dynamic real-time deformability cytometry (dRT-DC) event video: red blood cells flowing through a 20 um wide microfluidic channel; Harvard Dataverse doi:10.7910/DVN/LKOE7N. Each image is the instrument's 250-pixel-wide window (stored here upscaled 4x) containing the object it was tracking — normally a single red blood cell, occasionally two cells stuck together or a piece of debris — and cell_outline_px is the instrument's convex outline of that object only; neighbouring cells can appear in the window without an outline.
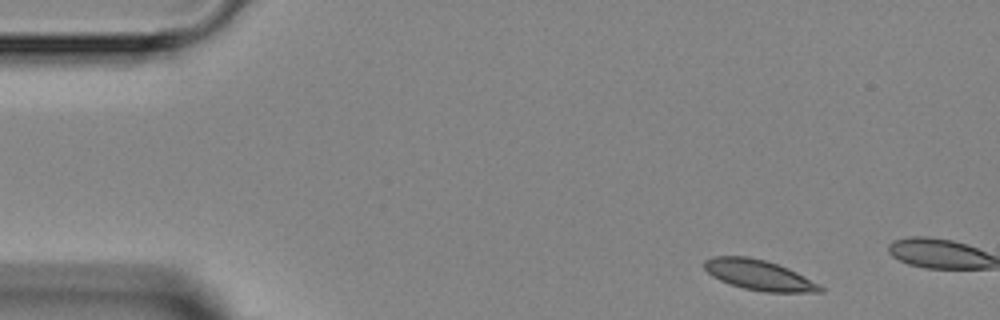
{"species": "Egyptian fruit bat (a non-hibernating species)", "species_latin": "Rousettus aegyptiacus", "temperature_condition": "room temperature", "stored_images_in_passage": 2, "camera_frame_rate_fps": 3000, "um_per_image_px": 0.085, "animal": {"sex": "female"}, "frame": {"image": 1, "passage_image": 1, "time_ms": 0.0, "image_size_px": [1000, 320], "cell_outline_px": [[824, 292], [764, 292], [744, 288], [728, 284], [712, 276], [704, 268], [704, 260], [712, 256], [748, 256], [764, 260], [788, 268], [820, 284], [824, 288]], "centroid_in_image_um": [64.5, 23.38], "position_along_channel_um": 20.5, "area_um2": 20.46}}